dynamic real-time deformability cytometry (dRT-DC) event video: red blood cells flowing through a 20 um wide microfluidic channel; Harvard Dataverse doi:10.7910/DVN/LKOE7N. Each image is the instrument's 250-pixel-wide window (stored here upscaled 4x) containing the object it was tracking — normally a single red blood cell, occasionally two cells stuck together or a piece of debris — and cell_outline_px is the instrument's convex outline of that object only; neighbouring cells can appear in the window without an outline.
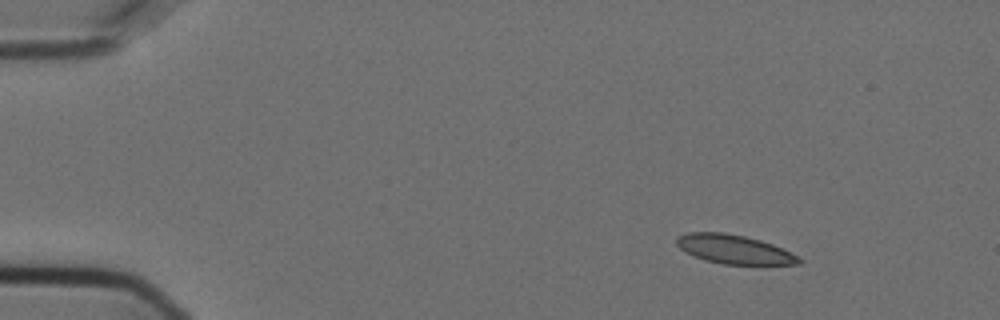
{"species": "Egyptian fruit bat (a non-hibernating species)", "species_latin": "Rousettus aegyptiacus", "temperature_condition": "cold", "stored_images_in_passage": 50, "camera_frame_rate_fps": 3000, "um_per_image_px": 0.085, "animal": {"sex": "female"}, "frame": {"image": 1, "passage_image": 1, "time_ms": 0.0, "image_size_px": [1000, 320], "cell_outline_px": [[804, 260], [800, 264], [724, 264], [704, 260], [692, 256], [684, 252], [676, 244], [676, 236], [688, 232], [724, 232], [744, 236], [760, 240], [772, 244]], "centroid_in_image_um": [62.32, 21.18], "position_along_channel_um": 22.7, "area_um2": 20.58}}
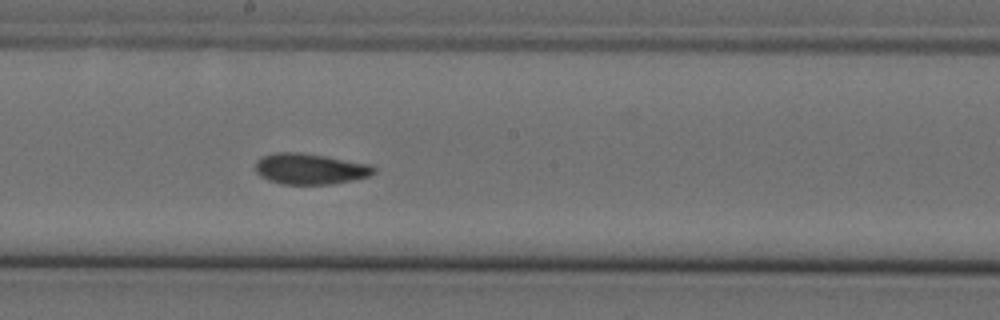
{"frame": {"image": 2, "passage_image": 25, "time_ms": 8.0, "image_size_px": [1000, 320], "cell_outline_px": [[376, 172], [368, 176], [352, 180], [332, 184], [280, 184], [268, 180], [260, 176], [256, 172], [256, 160], [260, 156], [276, 152], [300, 152], [372, 164], [376, 168]], "centroid_in_image_um": [26.34, 14.35], "position_along_channel_um": 221.9, "area_um2": 21.44}}
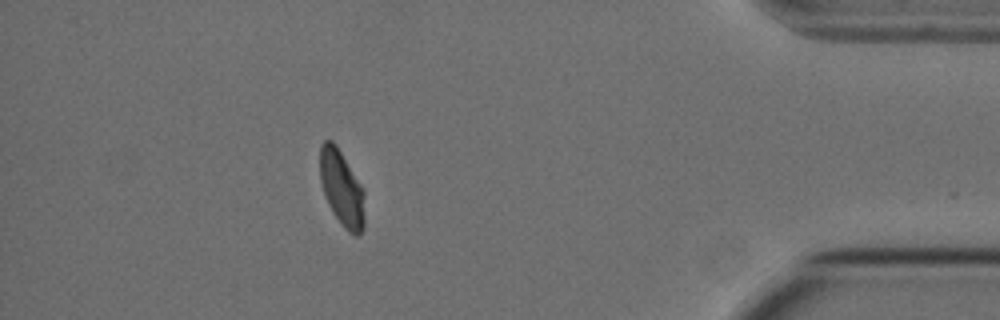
{"frame": {"image": 3, "passage_image": 44, "time_ms": 14.333, "image_size_px": [1000, 320], "cell_outline_px": [[364, 228], [356, 236], [348, 232], [344, 228], [332, 212], [328, 204], [320, 180], [320, 144], [324, 140], [332, 140], [336, 144], [364, 188]], "centroid_in_image_um": [29.05, 15.99], "position_along_channel_um": 406.1, "area_um2": 19.88}, "authors_computed_cell_mechanics": {"area_um2": 21.0392, "velocity_mm_per_s": 3.6024, "shape_relaxation_time_tau1_ms": null, "shape_relaxation_time_tau2_ms": 2.359, "deformation_change_tau1": null, "deformation_change_tau2": 0.0403}}